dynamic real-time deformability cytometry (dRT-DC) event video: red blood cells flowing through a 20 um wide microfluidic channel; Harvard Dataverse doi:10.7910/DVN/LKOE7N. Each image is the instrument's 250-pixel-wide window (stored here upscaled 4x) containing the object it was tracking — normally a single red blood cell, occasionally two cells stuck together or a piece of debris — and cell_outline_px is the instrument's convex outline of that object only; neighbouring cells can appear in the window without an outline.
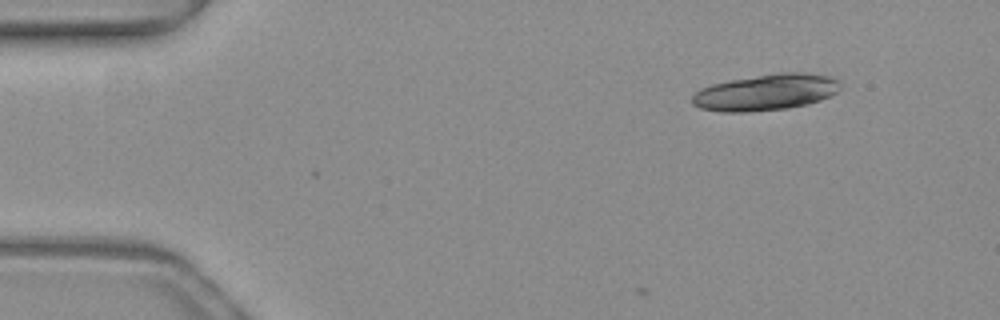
{"species": "common noctule bat (a hibernating species)", "species_latin": "Nyctalus noctula", "temperature_condition": "warm", "stored_images_in_passage": 6, "camera_frame_rate_fps": 3000, "um_per_image_px": 0.085, "animal": {"sex": "female", "body_mass_g": 19.3, "forearm_length_mm": 54.1}, "frame": {"image": 1, "passage_image": 1, "time_ms": 0.0, "image_size_px": [1000, 320], "cell_outline_px": [[840, 88], [836, 92], [820, 100], [808, 104], [788, 108], [744, 112], [720, 112], [700, 108], [692, 104], [692, 96], [700, 88], [712, 84], [732, 80], [776, 72], [808, 72], [832, 76], [840, 80]], "centroid_in_image_um": [65.12, 7.83], "position_along_channel_um": 19.9, "area_um2": 31.5}}